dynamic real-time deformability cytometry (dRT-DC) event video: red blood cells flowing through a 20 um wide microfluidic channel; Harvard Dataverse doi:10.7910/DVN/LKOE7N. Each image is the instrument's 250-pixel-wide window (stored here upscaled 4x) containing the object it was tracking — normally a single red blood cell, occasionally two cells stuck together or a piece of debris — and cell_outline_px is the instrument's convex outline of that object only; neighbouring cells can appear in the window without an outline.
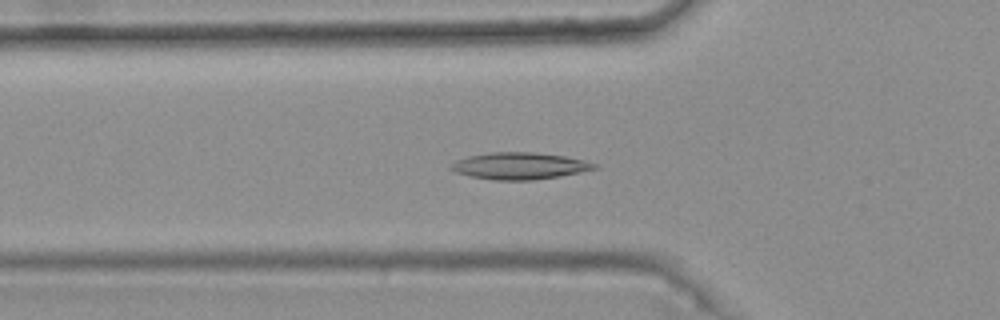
{"species": "common noctule bat (a hibernating species)", "species_latin": "Nyctalus noctula", "temperature_condition": "warm", "stored_images_in_passage": 45, "camera_frame_rate_fps": 3000, "um_per_image_px": 0.085, "animal": {"sex": "female", "body_mass_g": 25.1}, "frame": {"image": 1, "passage_image": 17, "time_ms": 5.333, "image_size_px": [1000, 320], "cell_outline_px": [[600, 168], [560, 176], [532, 180], [496, 180], [472, 176], [456, 172], [448, 168], [448, 164], [456, 160], [468, 156], [488, 152], [532, 152], [564, 156], [584, 160], [600, 164]], "centroid_in_image_um": [44.17, 14.09], "position_along_channel_um": 81.6, "area_um2": 22.54}}
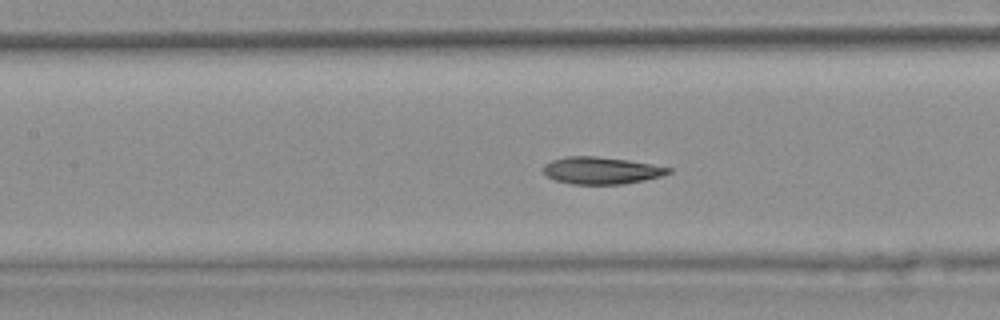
{"frame": {"image": 2, "passage_image": 23, "time_ms": 7.333, "image_size_px": [1000, 320], "cell_outline_px": [[672, 172], [660, 176], [644, 180], [624, 184], [572, 184], [556, 180], [548, 176], [544, 172], [544, 164], [552, 160], [564, 156], [596, 156], [628, 160], [652, 164], [672, 168]], "centroid_in_image_um": [51.12, 14.48], "position_along_channel_um": 156.3, "area_um2": 19.71}}
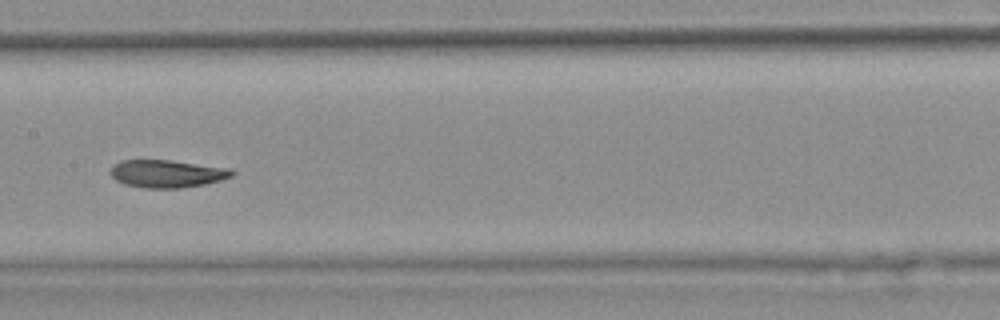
{"frame": {"image": 3, "passage_image": 26, "time_ms": 8.333, "image_size_px": [1000, 320], "cell_outline_px": [[236, 172], [232, 176], [220, 180], [204, 184], [180, 188], [144, 188], [124, 184], [116, 180], [108, 172], [120, 160], [168, 160], [232, 168]], "centroid_in_image_um": [14.21, 14.76], "position_along_channel_um": 193.2, "area_um2": 19.59}, "authors_computed_cell_mechanics": {"area_um2": 20.4612, "velocity_mm_per_s": 3.7152, "shape_relaxation_time_tau1_ms": 7.6334, "shape_relaxation_time_tau2_ms": 1.2854, "deformation_change_tau1": 0.1824, "deformation_change_tau2": 0.0714}}